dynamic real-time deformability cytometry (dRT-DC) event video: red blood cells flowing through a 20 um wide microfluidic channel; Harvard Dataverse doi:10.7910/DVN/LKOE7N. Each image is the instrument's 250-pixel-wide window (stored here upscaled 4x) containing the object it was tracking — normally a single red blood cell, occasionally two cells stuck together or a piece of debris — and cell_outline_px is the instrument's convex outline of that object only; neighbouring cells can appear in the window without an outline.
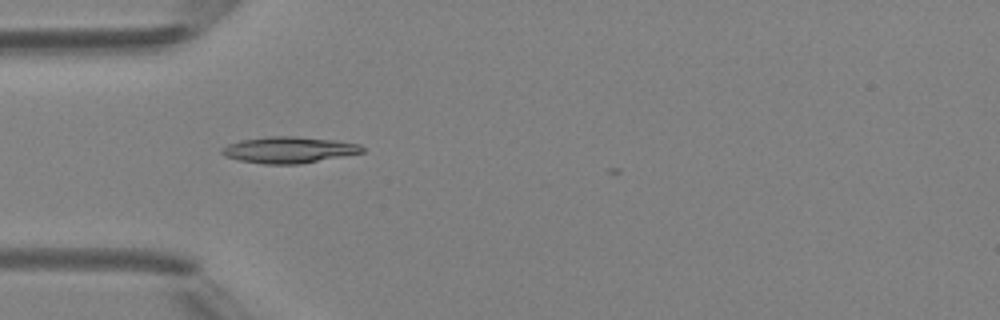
{"species": "Egyptian fruit bat (a non-hibernating species)", "species_latin": "Rousettus aegyptiacus", "temperature_condition": "room temperature", "stored_images_in_passage": 4, "camera_frame_rate_fps": 3000, "um_per_image_px": 0.085, "animal": {"sex": "female"}, "frame": {"image": 1, "passage_image": 3, "time_ms": 2.333, "image_size_px": [1000, 320], "cell_outline_px": [[364, 152], [300, 164], [264, 164], [240, 160], [224, 156], [220, 152], [220, 148], [228, 144], [240, 140], [268, 136], [296, 136], [336, 140], [360, 144], [364, 148]], "centroid_in_image_um": [24.53, 12.73], "position_along_channel_um": 60.5, "area_um2": 21.62}}